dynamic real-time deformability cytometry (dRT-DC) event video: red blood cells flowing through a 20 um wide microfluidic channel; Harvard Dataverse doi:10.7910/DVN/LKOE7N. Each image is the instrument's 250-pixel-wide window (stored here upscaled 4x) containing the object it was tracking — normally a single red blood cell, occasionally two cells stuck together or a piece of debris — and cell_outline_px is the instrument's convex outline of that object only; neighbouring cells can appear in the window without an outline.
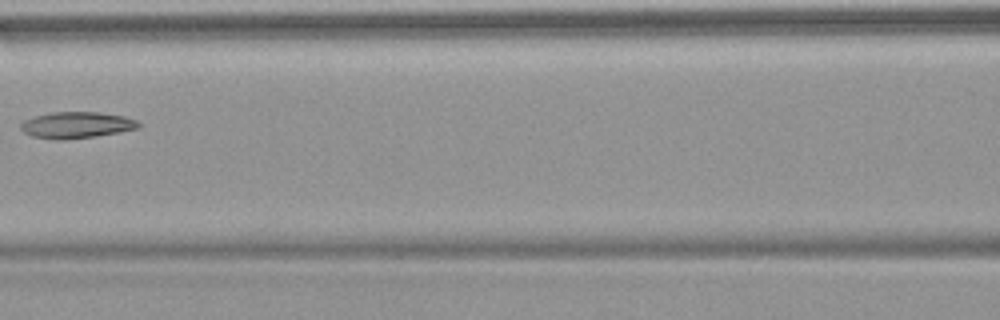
{"species": "common noctule bat (a hibernating species)", "species_latin": "Nyctalus noctula", "temperature_condition": "warm", "stored_images_in_passage": 7, "camera_frame_rate_fps": 3000, "um_per_image_px": 0.085, "animal": {"sex": "female", "body_mass_g": 18.4}, "frame": {"image": 1, "passage_image": 7, "time_ms": 7.333, "image_size_px": [1000, 320], "cell_outline_px": [[140, 128], [120, 132], [96, 136], [64, 140], [56, 140], [32, 136], [24, 132], [20, 128], [20, 124], [24, 120], [36, 116], [52, 112], [100, 112], [124, 116], [136, 120], [140, 124]], "centroid_in_image_um": [6.51, 10.63], "position_along_channel_um": 160.1, "area_um2": 18.15}}